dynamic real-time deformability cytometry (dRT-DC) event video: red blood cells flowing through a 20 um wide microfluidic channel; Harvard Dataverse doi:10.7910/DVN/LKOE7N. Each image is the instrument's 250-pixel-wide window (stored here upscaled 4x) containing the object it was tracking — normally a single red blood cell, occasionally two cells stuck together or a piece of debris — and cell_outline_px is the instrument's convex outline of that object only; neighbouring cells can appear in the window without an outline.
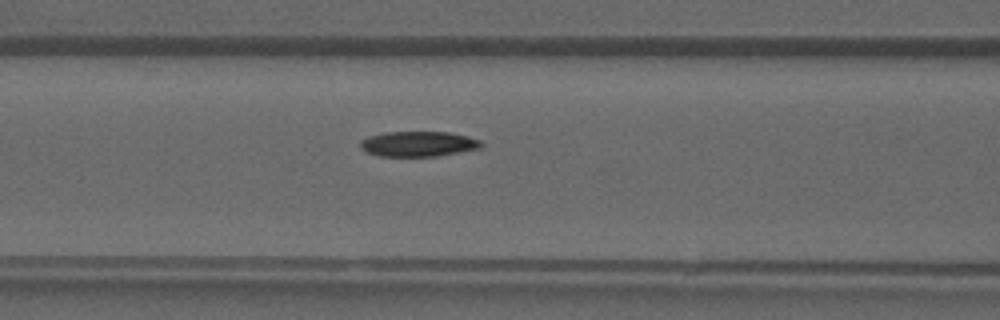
{"species": "common noctule bat (a hibernating species)", "species_latin": "Nyctalus noctula", "temperature_condition": "warm", "stored_images_in_passage": 39, "camera_frame_rate_fps": 3000, "um_per_image_px": 0.085, "animal": {"sex": "male", "forearm_length_mm": 52.5}, "frame": {"image": 1, "passage_image": 16, "time_ms": 5.0, "image_size_px": [1000, 320], "cell_outline_px": [[484, 144], [480, 148], [460, 152], [436, 156], [376, 156], [360, 148], [360, 140], [368, 136], [384, 132], [448, 132], [468, 136], [480, 140]], "centroid_in_image_um": [35.54, 12.23], "position_along_channel_um": 131.1, "area_um2": 17.86}}
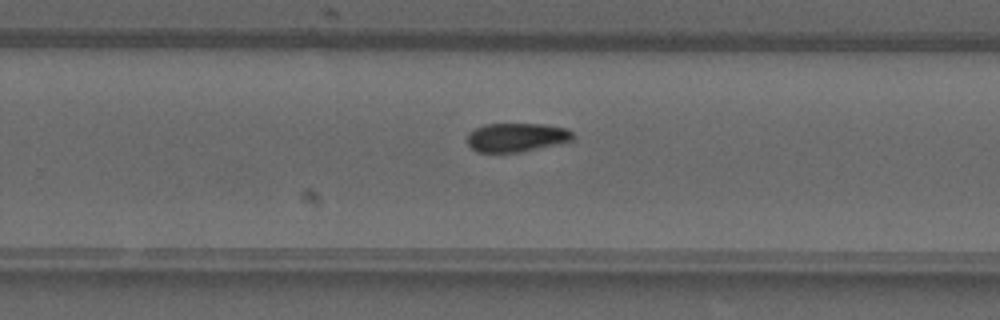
{"frame": {"image": 2, "passage_image": 25, "time_ms": 8.0, "image_size_px": [1000, 320], "cell_outline_px": [[576, 140], [520, 152], [476, 152], [468, 144], [468, 132], [484, 124], [544, 124], [564, 128], [572, 132], [576, 136]], "centroid_in_image_um": [43.93, 11.67], "position_along_channel_um": 285.9, "area_um2": 17.8}}
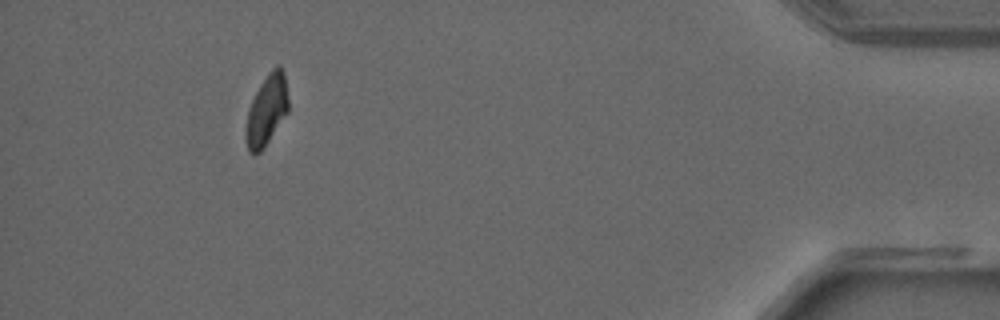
{"frame": {"image": 3, "passage_image": 36, "time_ms": 11.667, "image_size_px": [1000, 320], "cell_outline_px": [[288, 112], [264, 148], [260, 152], [252, 156], [248, 152], [244, 140], [244, 132], [248, 112], [252, 100], [260, 84], [268, 72], [276, 64], [280, 64], [284, 72], [288, 100]], "centroid_in_image_um": [22.64, 9.4], "position_along_channel_um": 412.6, "area_um2": 17.8}}